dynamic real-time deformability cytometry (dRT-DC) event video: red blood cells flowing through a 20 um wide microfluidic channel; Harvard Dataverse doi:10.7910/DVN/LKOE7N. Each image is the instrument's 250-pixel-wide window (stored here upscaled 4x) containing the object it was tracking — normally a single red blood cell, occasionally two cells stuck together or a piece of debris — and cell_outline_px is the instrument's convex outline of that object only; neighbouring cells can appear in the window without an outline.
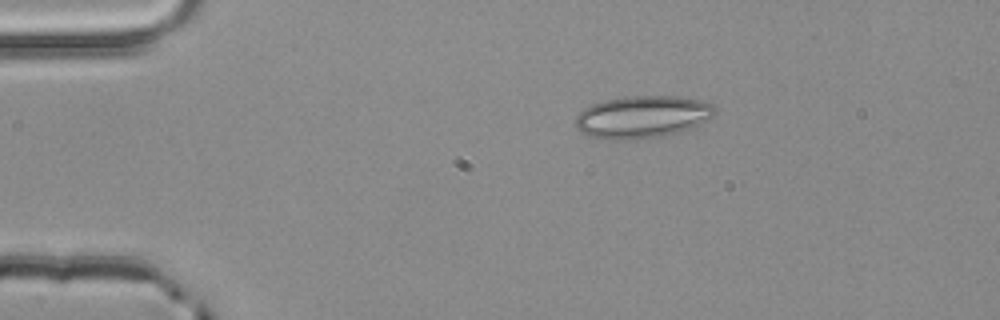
{"species": "common noctule bat (a hibernating species)", "species_latin": "Nyctalus noctula", "temperature_condition": "room temperature", "stored_images_in_passage": 2, "camera_frame_rate_fps": 3000, "um_per_image_px": 0.085, "animal": {"sex": "male", "body_mass_g": 20.4}, "frame": {"image": 1, "passage_image": 1, "time_ms": 0.0, "image_size_px": [1000, 320], "cell_outline_px": [[716, 112], [712, 116], [692, 128], [660, 136], [628, 140], [604, 140], [588, 136], [580, 132], [576, 128], [576, 116], [584, 108], [592, 104], [624, 96], [676, 96], [700, 100], [712, 104], [716, 108]], "centroid_in_image_um": [54.56, 9.94], "position_along_channel_um": 30.4, "area_um2": 34.39}}